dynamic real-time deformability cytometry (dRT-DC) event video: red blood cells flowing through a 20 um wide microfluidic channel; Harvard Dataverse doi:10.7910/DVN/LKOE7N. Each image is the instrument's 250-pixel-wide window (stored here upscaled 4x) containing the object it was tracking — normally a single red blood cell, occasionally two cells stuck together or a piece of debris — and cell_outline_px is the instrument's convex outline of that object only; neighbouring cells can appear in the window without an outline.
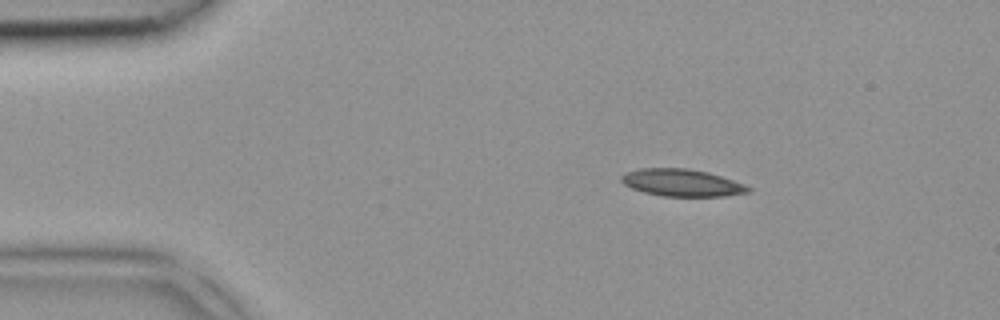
{"species": "common noctule bat (a hibernating species)", "species_latin": "Nyctalus noctula", "temperature_condition": "room temperature", "stored_images_in_passage": 2, "camera_frame_rate_fps": 3000, "um_per_image_px": 0.085, "animal": {"sex": "female", "body_mass_g": 18.4}, "frame": {"image": 1, "passage_image": 1, "time_ms": 0.0, "image_size_px": [1000, 320], "cell_outline_px": [[752, 192], [724, 196], [664, 196], [644, 192], [632, 188], [624, 184], [620, 180], [620, 176], [624, 172], [640, 168], [688, 168], [708, 172], [744, 184], [752, 188]], "centroid_in_image_um": [57.95, 15.53], "position_along_channel_um": 27.1, "area_um2": 20.17}}
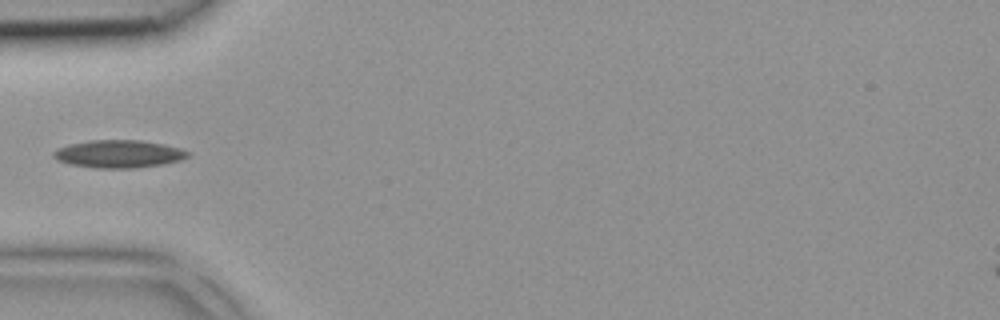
{"frame": {"image": 2, "passage_image": 2, "time_ms": 0.333, "image_size_px": [1000, 320], "cell_outline_px": [[188, 156], [180, 160], [160, 164], [136, 168], [92, 168], [68, 164], [56, 160], [52, 156], [52, 152], [56, 148], [68, 144], [88, 140], [140, 140], [164, 144], [180, 148], [188, 152]], "centroid_in_image_um": [10.0, 13.08], "position_along_channel_um": 75.0, "area_um2": 21.85}}